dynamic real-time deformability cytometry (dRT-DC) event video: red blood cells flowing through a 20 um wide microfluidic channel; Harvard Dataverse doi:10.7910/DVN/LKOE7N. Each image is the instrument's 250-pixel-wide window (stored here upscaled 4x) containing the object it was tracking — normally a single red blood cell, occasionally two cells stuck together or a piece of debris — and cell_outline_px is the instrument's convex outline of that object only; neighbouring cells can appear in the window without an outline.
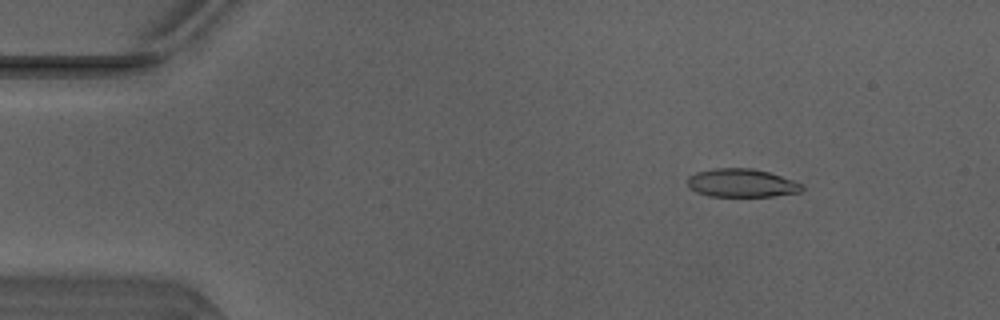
{"species": "Egyptian fruit bat (a non-hibernating species)", "species_latin": "Rousettus aegyptiacus", "temperature_condition": "warm", "stored_images_in_passage": 50, "camera_frame_rate_fps": 3000, "um_per_image_px": 0.085, "animal": {"sex": "male"}, "frame": {"image": 1, "passage_image": 7, "time_ms": 2.0, "image_size_px": [1000, 320], "cell_outline_px": [[804, 188], [800, 192], [772, 196], [708, 196], [696, 192], [688, 188], [688, 176], [696, 172], [712, 168], [752, 168], [768, 172], [804, 184]], "centroid_in_image_um": [63.01, 15.55], "position_along_channel_um": 22.0, "area_um2": 18.96}}
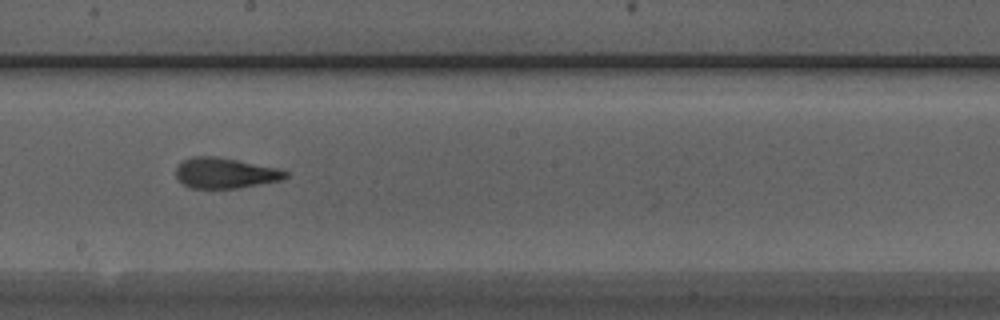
{"frame": {"image": 2, "passage_image": 28, "time_ms": 9.0, "image_size_px": [1000, 320], "cell_outline_px": [[288, 176], [284, 180], [240, 188], [192, 188], [184, 184], [176, 176], [176, 168], [184, 160], [192, 156], [216, 156], [276, 168], [288, 172]], "centroid_in_image_um": [19.16, 14.72], "position_along_channel_um": 229.0, "area_um2": 19.36}}
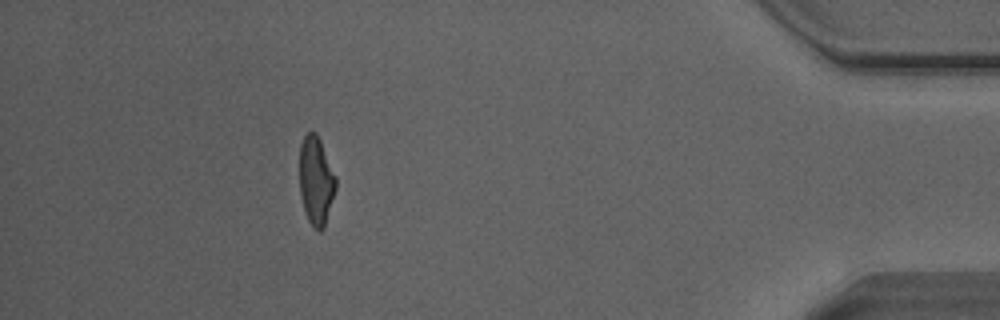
{"frame": {"image": 3, "passage_image": 45, "time_ms": 14.667, "image_size_px": [1000, 320], "cell_outline_px": [[336, 188], [324, 228], [320, 232], [312, 228], [304, 212], [300, 196], [300, 144], [304, 136], [308, 132], [316, 132], [320, 140], [336, 176]], "centroid_in_image_um": [26.85, 15.39], "position_along_channel_um": 408.3, "area_um2": 18.84}, "authors_computed_cell_mechanics": {"area_um2": 19.4786, "velocity_mm_per_s": 4.1467, "shape_relaxation_time_tau1_ms": 9.561, "shape_relaxation_time_tau2_ms": 1.9723, "deformation_change_tau1": 0.2924, "deformation_change_tau2": 0.1214}}